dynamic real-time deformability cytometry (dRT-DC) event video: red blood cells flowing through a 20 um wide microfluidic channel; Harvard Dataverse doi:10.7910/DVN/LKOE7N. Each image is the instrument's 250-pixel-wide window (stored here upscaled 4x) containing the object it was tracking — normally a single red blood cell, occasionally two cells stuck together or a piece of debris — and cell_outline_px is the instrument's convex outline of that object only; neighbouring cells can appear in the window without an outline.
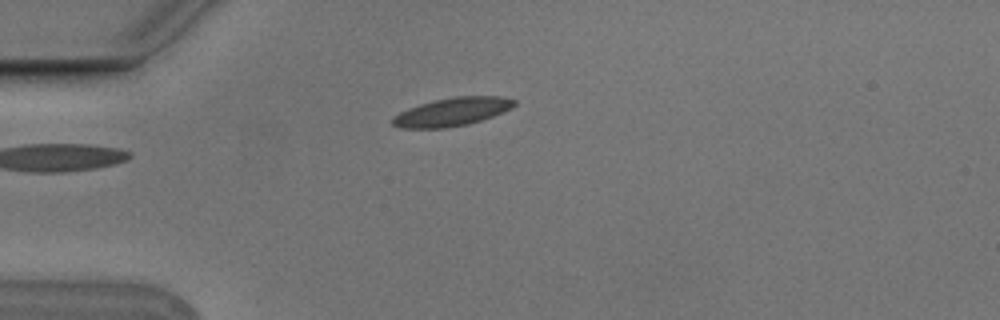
{"species": "Egyptian fruit bat (a non-hibernating species)", "species_latin": "Rousettus aegyptiacus", "temperature_condition": "cold", "stored_images_in_passage": 5, "camera_frame_rate_fps": 3000, "um_per_image_px": 0.085, "animal": {"sex": "male"}, "frame": {"image": 1, "passage_image": 5, "time_ms": 1.333, "image_size_px": [1000, 320], "cell_outline_px": [[516, 104], [512, 108], [504, 112], [468, 124], [444, 128], [400, 128], [392, 124], [392, 116], [408, 108], [420, 104], [436, 100], [456, 96], [504, 96], [516, 100]], "centroid_in_image_um": [38.44, 9.5], "position_along_channel_um": 46.6, "area_um2": 20.06}}